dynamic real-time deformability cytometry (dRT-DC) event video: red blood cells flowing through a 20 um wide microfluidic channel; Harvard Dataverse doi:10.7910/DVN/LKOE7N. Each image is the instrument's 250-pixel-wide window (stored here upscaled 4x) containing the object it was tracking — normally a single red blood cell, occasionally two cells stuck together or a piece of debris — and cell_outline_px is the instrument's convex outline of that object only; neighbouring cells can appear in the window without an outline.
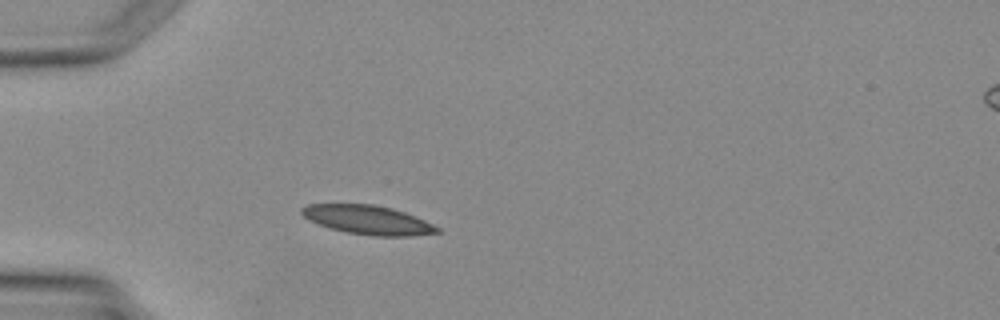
{"species": "Egyptian fruit bat (a non-hibernating species)", "species_latin": "Rousettus aegyptiacus", "temperature_condition": "warm", "stored_images_in_passage": 1, "camera_frame_rate_fps": 3000, "um_per_image_px": 0.085, "animal": {"sex": "female"}, "frame": {"image": 1, "passage_image": 1, "time_ms": 0.0, "image_size_px": [1000, 320], "cell_outline_px": [[440, 232], [412, 236], [372, 236], [348, 232], [328, 228], [308, 220], [300, 212], [300, 208], [308, 204], [372, 204], [392, 208], [404, 212], [424, 220], [440, 228]], "centroid_in_image_um": [31.24, 18.69], "position_along_channel_um": 53.8, "area_um2": 22.89}}